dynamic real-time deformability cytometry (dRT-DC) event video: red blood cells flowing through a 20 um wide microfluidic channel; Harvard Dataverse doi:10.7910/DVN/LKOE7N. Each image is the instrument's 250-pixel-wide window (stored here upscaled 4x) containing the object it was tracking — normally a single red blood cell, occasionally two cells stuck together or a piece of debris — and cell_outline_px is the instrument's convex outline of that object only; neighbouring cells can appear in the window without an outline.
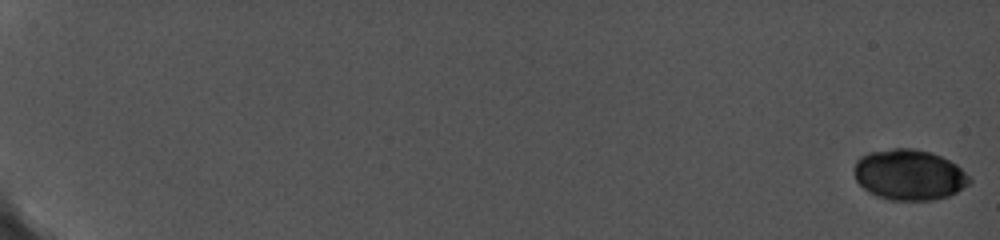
{"species": "common noctule bat (a hibernating species)", "species_latin": "Nyctalus noctula", "temperature_condition": "cold", "stored_images_in_passage": 9, "camera_frame_rate_fps": 5000, "um_per_image_px": 0.085, "animal": {"sex": "female", "body_mass_g": 19.0, "forearm_length_mm": 56.7}, "frame": {"image": 1, "passage_image": 1, "time_ms": 0.0, "image_size_px": [1000, 240], "cell_outline_px": [[972, 180], [964, 188], [948, 196], [932, 200], [888, 200], [876, 196], [868, 192], [856, 180], [856, 160], [860, 156], [868, 152], [892, 148], [912, 148], [932, 152], [956, 164]], "centroid_in_image_um": [77.28, 14.85], "position_along_channel_um": 7.7, "area_um2": 33.99}}
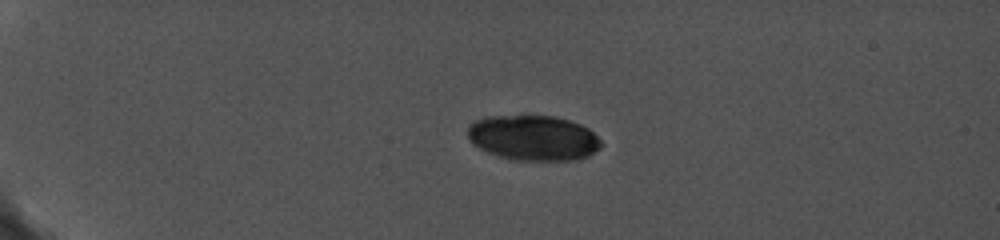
{"frame": {"image": 2, "passage_image": 7, "time_ms": 5.2, "image_size_px": [1000, 240], "cell_outline_px": [[604, 144], [600, 148], [588, 156], [576, 160], [508, 160], [496, 156], [472, 144], [468, 140], [468, 124], [484, 116], [552, 116], [568, 120], [580, 124], [588, 128]], "centroid_in_image_um": [45.3, 11.73], "position_along_channel_um": 39.7, "area_um2": 35.43}}